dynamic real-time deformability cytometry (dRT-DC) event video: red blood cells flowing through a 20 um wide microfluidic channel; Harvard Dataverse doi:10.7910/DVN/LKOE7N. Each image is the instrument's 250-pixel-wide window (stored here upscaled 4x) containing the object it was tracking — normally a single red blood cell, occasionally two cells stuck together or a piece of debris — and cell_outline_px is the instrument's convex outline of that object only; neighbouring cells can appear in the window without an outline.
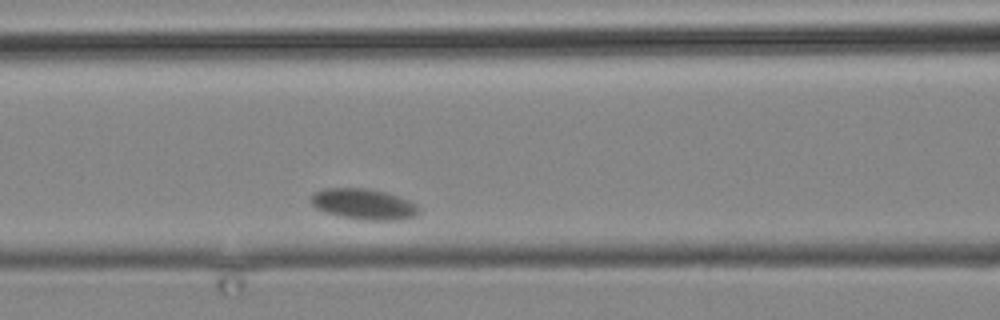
{"species": "common noctule bat (a hibernating species)", "species_latin": "Nyctalus noctula", "temperature_condition": "cold", "stored_images_in_passage": 3, "camera_frame_rate_fps": 3000, "um_per_image_px": 0.085, "animal": {"sex": "male", "body_mass_g": 19.2, "forearm_length_mm": 51.8}, "frame": {"image": 1, "passage_image": 3, "time_ms": 2.333, "image_size_px": [1000, 320], "cell_outline_px": [[420, 212], [416, 216], [400, 220], [364, 220], [340, 216], [324, 212], [316, 208], [308, 200], [312, 192], [324, 188], [368, 188], [384, 192], [408, 200], [416, 204], [420, 208]], "centroid_in_image_um": [30.88, 17.35], "position_along_channel_um": 135.7, "area_um2": 19.59}}